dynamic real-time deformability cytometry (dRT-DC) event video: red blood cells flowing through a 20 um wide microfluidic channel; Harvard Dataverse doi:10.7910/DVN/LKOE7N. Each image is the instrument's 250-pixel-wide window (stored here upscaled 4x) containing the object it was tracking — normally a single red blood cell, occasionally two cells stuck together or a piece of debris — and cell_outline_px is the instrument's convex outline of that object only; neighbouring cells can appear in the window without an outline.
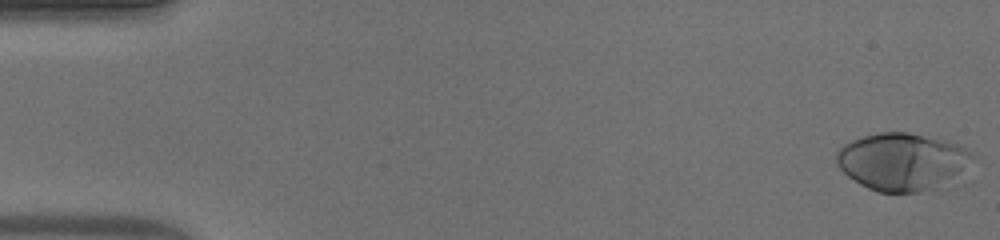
{"species": "human", "species_latin": "Homo sapiens", "temperature_condition": "warm", "stored_images_in_passage": 53, "camera_frame_rate_fps": 3000, "um_per_image_px": 0.085, "donor": {"sex": "male"}, "frame": {"image": 1, "passage_image": 1, "time_ms": 0.0, "image_size_px": [1000, 240], "cell_outline_px": [[976, 156], [936, 188], [920, 192], [876, 192], [860, 184], [848, 176], [836, 164], [836, 152], [844, 144], [852, 140], [864, 136], [880, 132], [908, 132], [944, 140], [956, 144], [976, 152]], "centroid_in_image_um": [76.62, 13.72], "position_along_channel_um": 8.4, "area_um2": 44.8}}
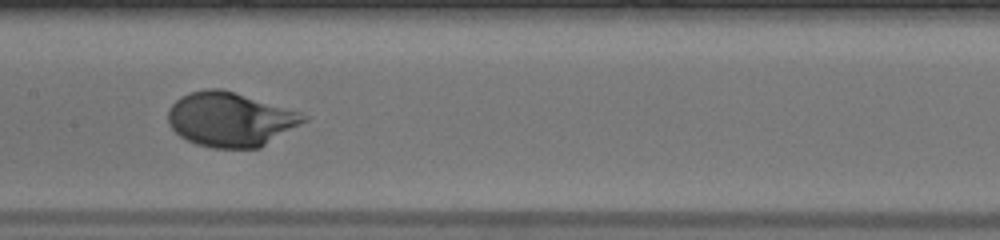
{"frame": {"image": 2, "passage_image": 27, "time_ms": 8.667, "image_size_px": [1000, 240], "cell_outline_px": [[308, 120], [260, 148], [212, 148], [196, 144], [180, 136], [168, 124], [168, 108], [180, 96], [192, 92], [208, 88], [220, 88], [300, 112], [308, 116]], "centroid_in_image_um": [19.56, 10.16], "position_along_channel_um": 187.8, "area_um2": 42.71}}
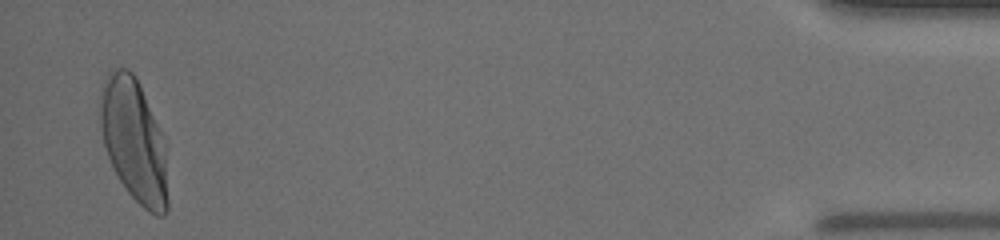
{"frame": {"image": 3, "passage_image": 52, "time_ms": 17.0, "image_size_px": [1000, 240], "cell_outline_px": [[168, 208], [164, 216], [156, 216], [148, 212], [128, 192], [120, 180], [108, 156], [104, 144], [100, 128], [100, 88], [108, 72], [116, 68], [128, 68], [136, 76], [168, 144]], "centroid_in_image_um": [11.44, 11.95], "position_along_channel_um": 423.8, "area_um2": 49.59}, "authors_computed_cell_mechanics": {"area_um2": 42.5986, "velocity_mm_per_s": 3.839, "shape_relaxation_time_tau1_ms": 2.5128, "shape_relaxation_time_tau2_ms": null, "deformation_change_tau1": 0.182, "deformation_change_tau2": null}}